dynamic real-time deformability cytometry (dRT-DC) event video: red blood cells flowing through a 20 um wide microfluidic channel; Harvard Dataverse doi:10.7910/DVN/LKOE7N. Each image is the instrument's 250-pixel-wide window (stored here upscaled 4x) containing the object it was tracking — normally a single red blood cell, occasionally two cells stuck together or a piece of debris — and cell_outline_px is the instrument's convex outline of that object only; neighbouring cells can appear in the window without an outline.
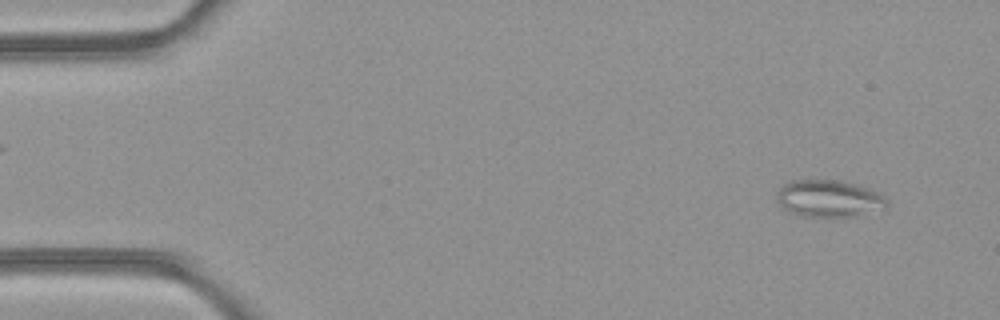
{"species": "common noctule bat (a hibernating species)", "species_latin": "Nyctalus noctula", "temperature_condition": "room temperature", "stored_images_in_passage": 48, "camera_frame_rate_fps": 3000, "um_per_image_px": 0.085, "animal": {"sex": "female", "body_mass_g": 21.9}, "frame": {"image": 1, "passage_image": 3, "time_ms": 0.667, "image_size_px": [1000, 320], "cell_outline_px": [[888, 204], [884, 208], [844, 216], [804, 216], [792, 212], [784, 208], [780, 204], [776, 196], [776, 192], [788, 180], [840, 180], [868, 188], [884, 196], [888, 200]], "centroid_in_image_um": [70.41, 16.84], "position_along_channel_um": 14.6, "area_um2": 23.18}}
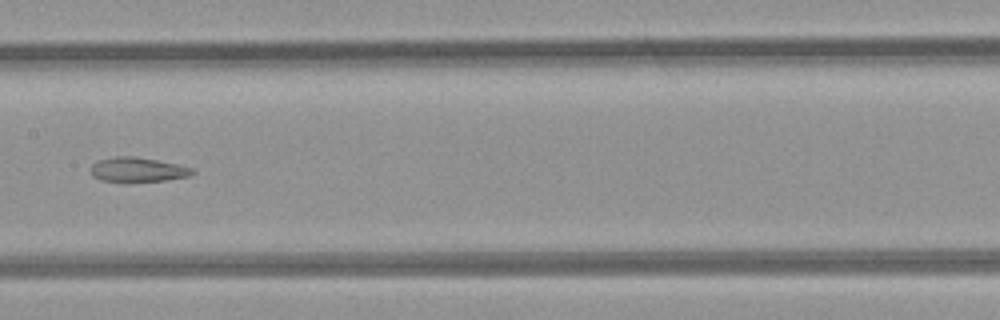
{"frame": {"image": 2, "passage_image": 24, "time_ms": 7.667, "image_size_px": [1000, 320], "cell_outline_px": [[196, 172], [192, 176], [164, 180], [128, 184], [124, 184], [100, 180], [92, 176], [88, 168], [96, 160], [116, 156], [132, 156], [156, 160], [176, 164], [192, 168]], "centroid_in_image_um": [11.63, 14.46], "position_along_channel_um": 195.8, "area_um2": 15.26}}
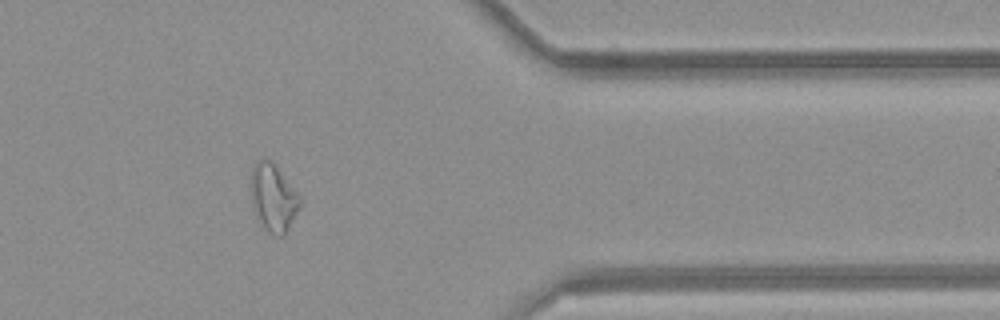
{"frame": {"image": 3, "passage_image": 39, "time_ms": 12.667, "image_size_px": [1000, 320], "cell_outline_px": [[300, 208], [284, 236], [276, 236], [268, 232], [260, 224], [252, 204], [252, 168], [256, 160], [260, 156], [264, 156], [272, 160], [300, 196]], "centroid_in_image_um": [23.23, 16.78], "position_along_channel_um": 388.2, "area_um2": 19.42}, "authors_computed_cell_mechanics": {"area_um2": 19.7965, "velocity_mm_per_s": 4.2639, "shape_relaxation_time_tau1_ms": null, "shape_relaxation_time_tau2_ms": 3.7177, "deformation_change_tau1": null, "deformation_change_tau2": 0.1131}}